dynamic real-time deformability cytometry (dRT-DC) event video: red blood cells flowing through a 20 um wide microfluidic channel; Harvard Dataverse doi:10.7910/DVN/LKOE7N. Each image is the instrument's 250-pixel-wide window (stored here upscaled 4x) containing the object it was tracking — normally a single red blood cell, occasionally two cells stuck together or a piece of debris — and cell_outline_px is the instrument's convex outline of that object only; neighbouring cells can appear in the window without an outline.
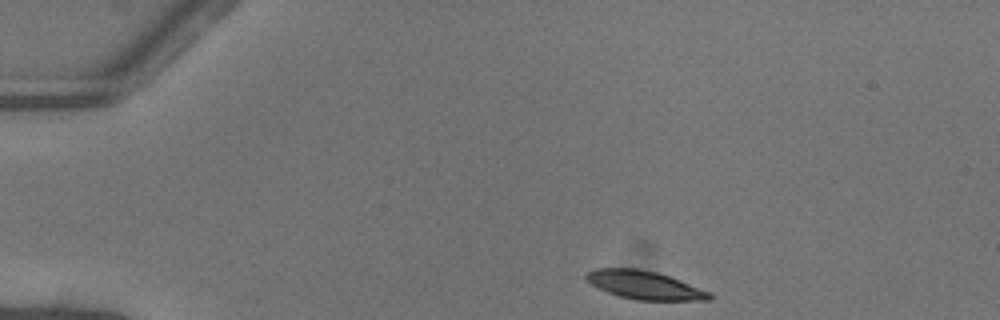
{"species": "common noctule bat (a hibernating species)", "species_latin": "Nyctalus noctula", "temperature_condition": "warm", "stored_images_in_passage": 11, "camera_frame_rate_fps": 3000, "um_per_image_px": 0.085, "animal": {"sex": "female"}, "frame": {"image": 1, "passage_image": 1, "time_ms": 0.0, "image_size_px": [1000, 320], "cell_outline_px": [[712, 300], [636, 300], [620, 296], [608, 292], [592, 284], [584, 276], [588, 272], [596, 268], [636, 268], [656, 272], [680, 280], [712, 292]], "centroid_in_image_um": [54.83, 24.23], "position_along_channel_um": 30.2, "area_um2": 20.17}}
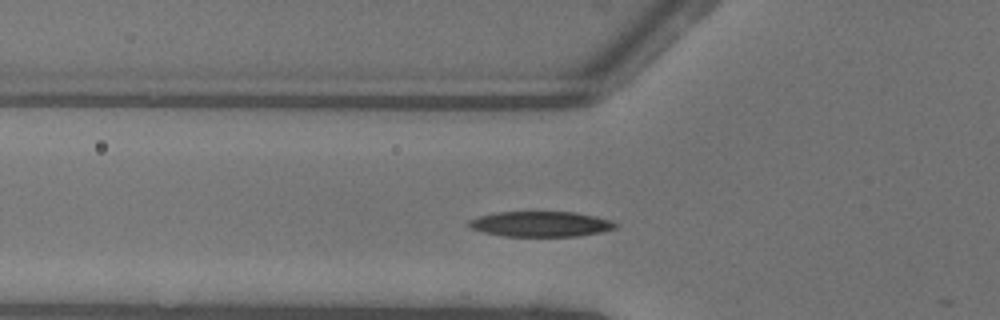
{"frame": {"image": 2, "passage_image": 10, "time_ms": 3.0, "image_size_px": [1000, 320], "cell_outline_px": [[616, 228], [600, 232], [576, 236], [504, 236], [484, 232], [472, 228], [468, 224], [468, 220], [480, 216], [496, 212], [576, 212], [608, 220], [616, 224]], "centroid_in_image_um": [45.92, 19.04], "position_along_channel_um": 79.9, "area_um2": 21.27}}